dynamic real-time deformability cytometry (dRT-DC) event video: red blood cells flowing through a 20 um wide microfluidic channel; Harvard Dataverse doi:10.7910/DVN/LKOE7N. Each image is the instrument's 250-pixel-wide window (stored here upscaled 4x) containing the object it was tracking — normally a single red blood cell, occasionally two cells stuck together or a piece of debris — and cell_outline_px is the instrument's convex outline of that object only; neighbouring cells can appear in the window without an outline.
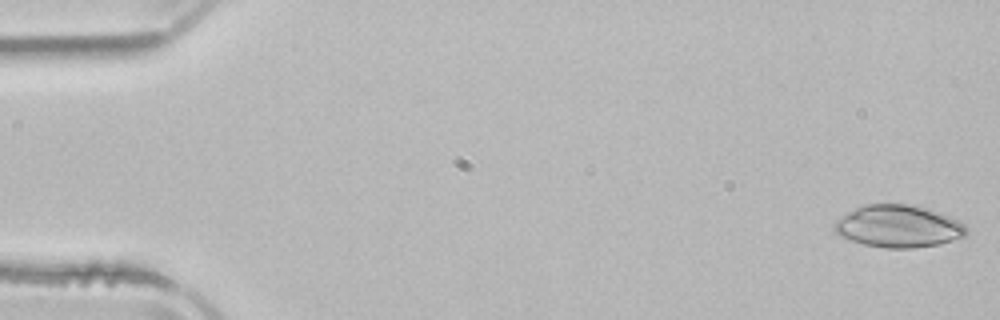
{"species": "common noctule bat (a hibernating species)", "species_latin": "Nyctalus noctula", "temperature_condition": "room temperature", "stored_images_in_passage": 51, "camera_frame_rate_fps": 3000, "um_per_image_px": 0.085, "animal": {"sex": "male", "body_mass_g": 21.5, "forearm_length_mm": 52.0}, "frame": {"image": 1, "passage_image": 1, "time_ms": 0.0, "image_size_px": [1000, 320], "cell_outline_px": [[968, 236], [940, 244], [912, 248], [884, 248], [864, 244], [840, 236], [832, 228], [832, 224], [840, 216], [864, 204], [908, 204], [928, 208], [940, 212], [964, 224], [968, 228]], "centroid_in_image_um": [76.37, 19.23], "position_along_channel_um": 8.6, "area_um2": 32.77}}
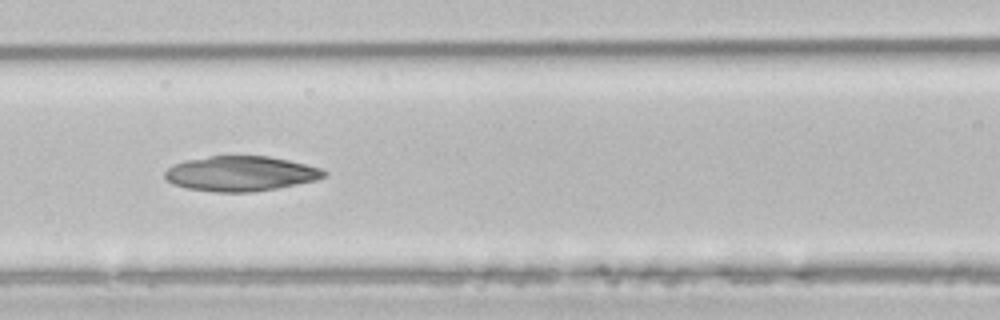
{"frame": {"image": 2, "passage_image": 22, "time_ms": 7.0, "image_size_px": [1000, 320], "cell_outline_px": [[328, 176], [316, 180], [276, 188], [252, 192], [216, 192], [188, 188], [172, 184], [164, 176], [164, 172], [172, 164], [188, 160], [208, 156], [268, 156], [288, 160], [320, 168], [328, 172]], "centroid_in_image_um": [20.46, 14.75], "position_along_channel_um": 146.1, "area_um2": 32.37}}
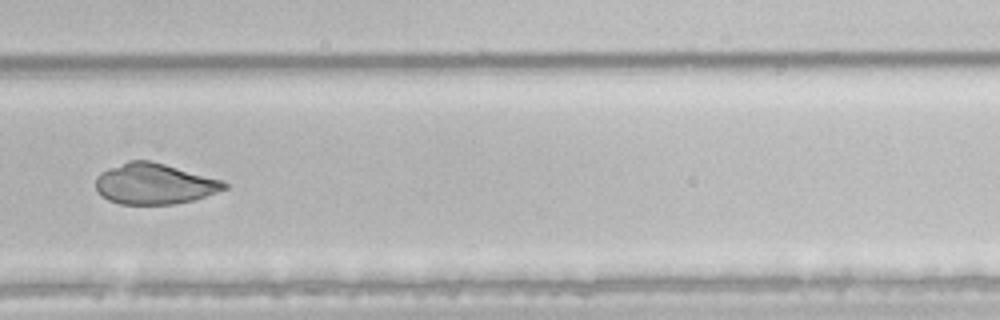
{"frame": {"image": 3, "passage_image": 35, "time_ms": 11.333, "image_size_px": [1000, 320], "cell_outline_px": [[228, 188], [192, 200], [172, 204], [120, 204], [108, 200], [96, 192], [96, 176], [100, 172], [108, 168], [128, 160], [152, 160], [224, 180], [228, 184]], "centroid_in_image_um": [13.1, 15.61], "position_along_channel_um": 316.7, "area_um2": 30.81}}